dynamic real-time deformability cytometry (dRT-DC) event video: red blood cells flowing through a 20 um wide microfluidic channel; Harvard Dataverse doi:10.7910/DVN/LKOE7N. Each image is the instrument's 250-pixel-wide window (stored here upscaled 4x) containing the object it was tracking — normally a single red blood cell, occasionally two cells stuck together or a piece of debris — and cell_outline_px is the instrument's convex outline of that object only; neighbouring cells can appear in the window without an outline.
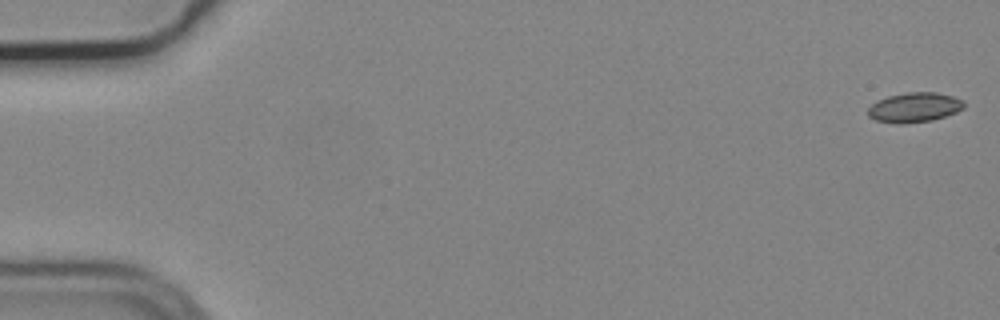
{"species": "common noctule bat (a hibernating species)", "species_latin": "Nyctalus noctula", "temperature_condition": "cold", "stored_images_in_passage": 7, "camera_frame_rate_fps": 3000, "um_per_image_px": 0.085, "animal": {"sex": "male", "body_mass_g": 19.2, "forearm_length_mm": 51.8}, "frame": {"image": 1, "passage_image": 1, "time_ms": 0.0, "image_size_px": [1000, 320], "cell_outline_px": [[964, 108], [956, 112], [932, 120], [900, 124], [876, 120], [868, 116], [868, 108], [876, 100], [888, 96], [908, 92], [936, 92], [952, 96], [964, 100]], "centroid_in_image_um": [77.72, 9.12], "position_along_channel_um": 7.3, "area_um2": 16.59}}
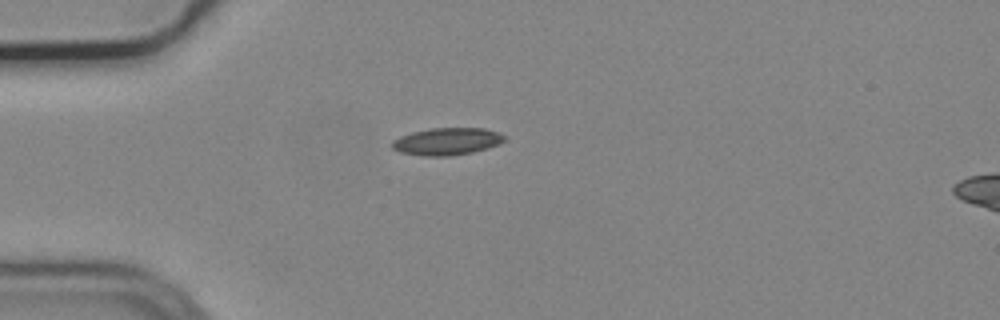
{"frame": {"image": 2, "passage_image": 5, "time_ms": 1.333, "image_size_px": [1000, 320], "cell_outline_px": [[504, 140], [500, 144], [488, 148], [472, 152], [448, 156], [424, 156], [400, 152], [392, 148], [392, 140], [400, 136], [412, 132], [432, 128], [484, 128], [500, 132], [504, 136]], "centroid_in_image_um": [38.0, 12.02], "position_along_channel_um": 47.0, "area_um2": 17.86}}
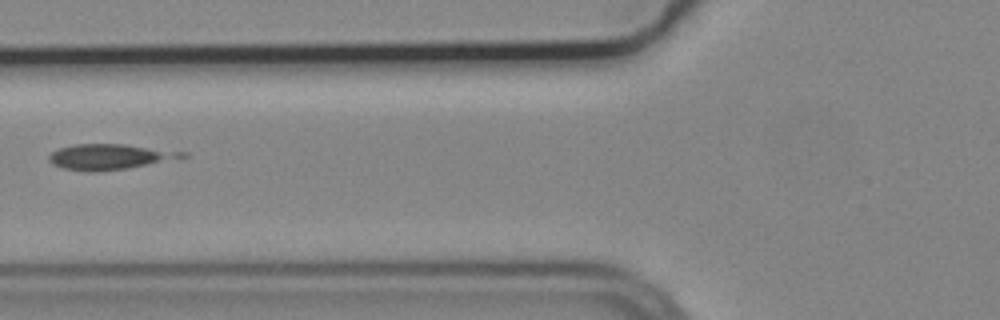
{"frame": {"image": 3, "passage_image": 7, "time_ms": 2.0, "image_size_px": [1000, 320], "cell_outline_px": [[164, 156], [156, 160], [144, 164], [128, 168], [100, 172], [88, 172], [64, 168], [52, 164], [48, 160], [48, 156], [52, 152], [60, 148], [76, 144], [124, 144], [144, 148], [160, 152]], "centroid_in_image_um": [8.67, 13.35], "position_along_channel_um": 117.1, "area_um2": 17.4}}